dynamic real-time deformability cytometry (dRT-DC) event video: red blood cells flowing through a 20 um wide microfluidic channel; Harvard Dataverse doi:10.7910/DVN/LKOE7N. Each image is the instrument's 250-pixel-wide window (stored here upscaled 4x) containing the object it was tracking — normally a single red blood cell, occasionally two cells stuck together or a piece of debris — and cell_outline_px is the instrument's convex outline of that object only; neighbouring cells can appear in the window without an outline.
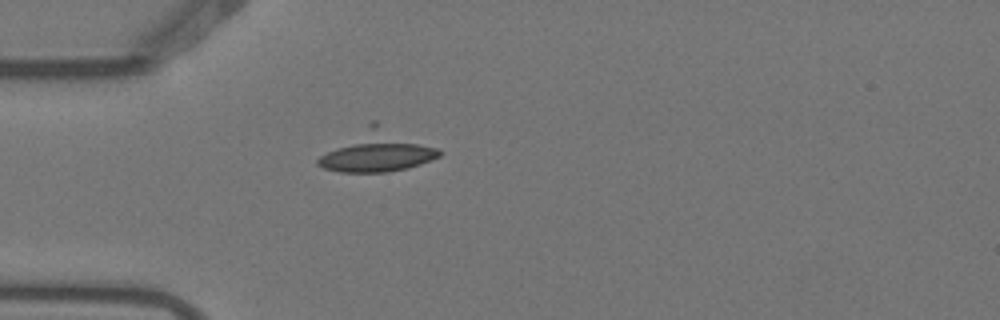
{"species": "Egyptian fruit bat (a non-hibernating species)", "species_latin": "Rousettus aegyptiacus", "temperature_condition": "warm", "stored_images_in_passage": 1, "camera_frame_rate_fps": 3000, "um_per_image_px": 0.085, "animal": {"sex": "female"}, "frame": {"image": 1, "passage_image": 1, "time_ms": 0.0, "image_size_px": [1000, 320], "cell_outline_px": [[444, 152], [440, 156], [432, 160], [408, 168], [384, 172], [340, 172], [324, 168], [316, 164], [316, 160], [320, 156], [372, 120], [376, 120], [440, 148]], "centroid_in_image_um": [32.13, 12.83], "position_along_channel_um": 52.9, "area_um2": 29.25}}